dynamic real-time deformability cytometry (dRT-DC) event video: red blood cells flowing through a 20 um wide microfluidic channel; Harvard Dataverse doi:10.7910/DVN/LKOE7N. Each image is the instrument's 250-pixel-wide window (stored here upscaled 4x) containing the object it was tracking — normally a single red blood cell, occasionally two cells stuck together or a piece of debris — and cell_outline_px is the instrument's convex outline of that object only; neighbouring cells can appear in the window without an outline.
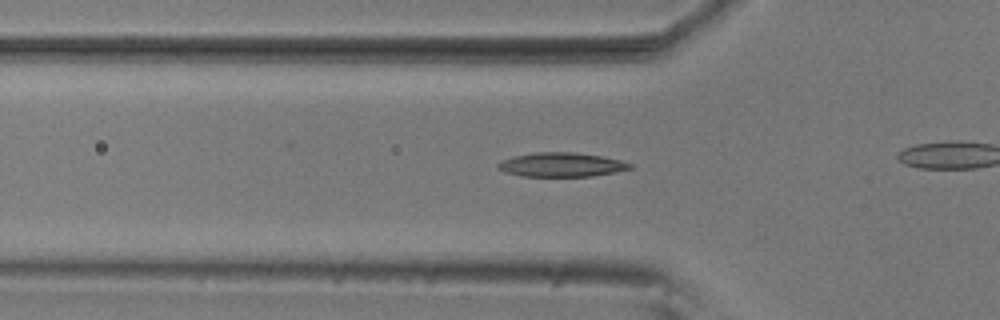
{"species": "common noctule bat (a hibernating species)", "species_latin": "Nyctalus noctula", "temperature_condition": "room temperature", "stored_images_in_passage": 40, "camera_frame_rate_fps": 3000, "um_per_image_px": 0.085, "animal": {"sex": "male", "body_mass_g": 20.5, "forearm_length_mm": 52.5}, "frame": {"image": 1, "passage_image": 15, "time_ms": 4.667, "image_size_px": [1000, 320], "cell_outline_px": [[632, 168], [616, 172], [592, 176], [520, 176], [504, 172], [496, 164], [500, 160], [512, 156], [536, 152], [576, 152], [600, 156], [620, 160], [632, 164]], "centroid_in_image_um": [47.69, 13.99], "position_along_channel_um": 78.1, "area_um2": 18.61}}
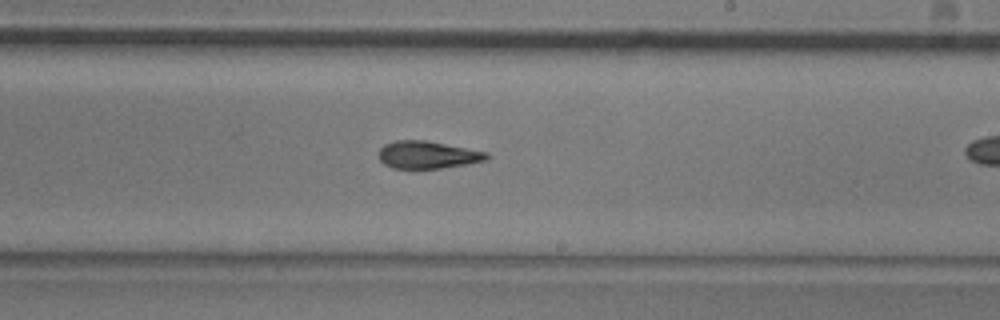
{"frame": {"image": 2, "passage_image": 29, "time_ms": 9.333, "image_size_px": [1000, 320], "cell_outline_px": [[492, 156], [488, 160], [468, 164], [440, 168], [392, 168], [384, 164], [380, 160], [380, 148], [384, 144], [396, 140], [424, 140], [488, 152]], "centroid_in_image_um": [36.39, 13.16], "position_along_channel_um": 252.6, "area_um2": 17.28}}
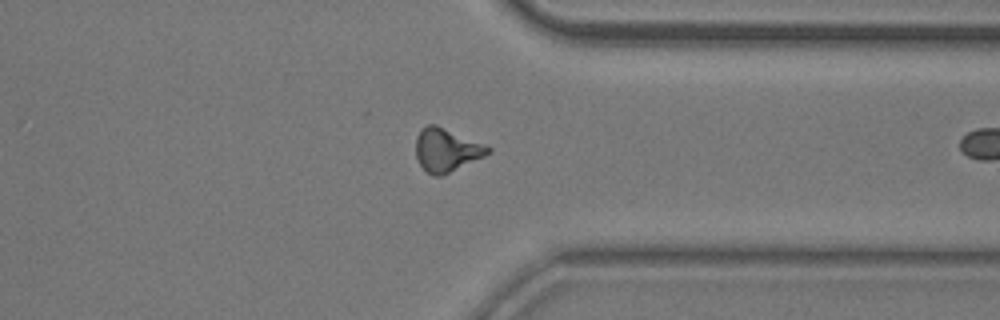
{"frame": {"image": 3, "passage_image": 39, "time_ms": 12.667, "image_size_px": [1000, 320], "cell_outline_px": [[492, 152], [484, 156], [440, 176], [432, 176], [420, 164], [416, 156], [416, 136], [428, 124], [436, 124], [488, 144], [492, 148]], "centroid_in_image_um": [37.99, 12.72], "position_along_channel_um": 373.4, "area_um2": 18.21}}